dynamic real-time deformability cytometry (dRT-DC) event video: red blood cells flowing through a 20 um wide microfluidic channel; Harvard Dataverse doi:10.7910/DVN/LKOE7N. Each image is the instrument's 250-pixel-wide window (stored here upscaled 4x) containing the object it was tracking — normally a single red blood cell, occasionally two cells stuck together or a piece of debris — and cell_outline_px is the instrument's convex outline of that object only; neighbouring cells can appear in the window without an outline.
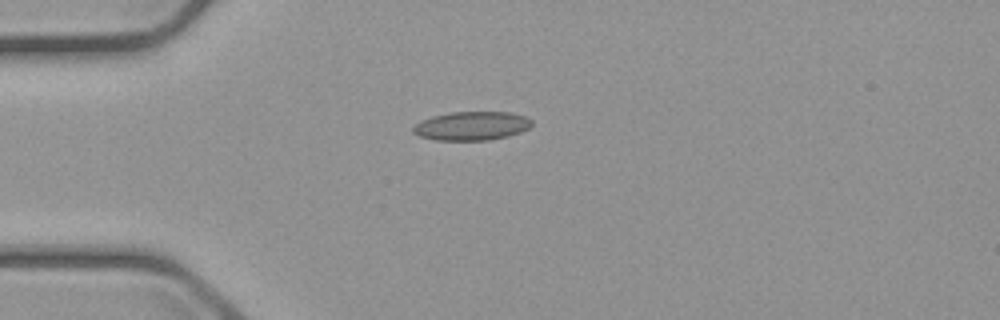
{"species": "common noctule bat (a hibernating species)", "species_latin": "Nyctalus noctula", "temperature_condition": "cold", "stored_images_in_passage": 5, "camera_frame_rate_fps": 3000, "um_per_image_px": 0.085, "animal": {"sex": "male", "body_mass_g": 23.1, "forearm_length_mm": 52.7}, "frame": {"image": 1, "passage_image": 5, "time_ms": 5.0, "image_size_px": [1000, 320], "cell_outline_px": [[532, 124], [528, 128], [520, 132], [508, 136], [488, 140], [436, 140], [420, 136], [412, 132], [412, 128], [420, 120], [432, 116], [452, 112], [508, 112], [528, 116], [532, 120]], "centroid_in_image_um": [40.1, 10.69], "position_along_channel_um": 44.9, "area_um2": 19.94}}